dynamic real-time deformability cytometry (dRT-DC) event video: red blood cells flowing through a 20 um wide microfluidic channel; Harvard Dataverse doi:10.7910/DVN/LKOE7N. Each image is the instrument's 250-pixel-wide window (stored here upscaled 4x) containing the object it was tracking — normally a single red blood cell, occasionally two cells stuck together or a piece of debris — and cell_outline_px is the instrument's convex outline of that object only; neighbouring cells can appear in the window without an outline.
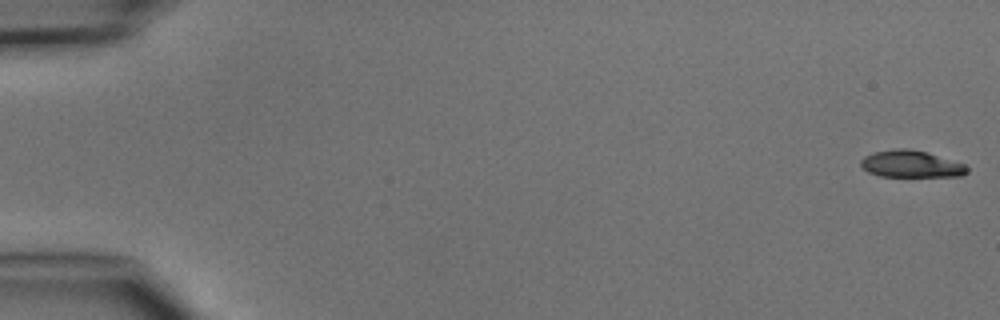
{"species": "common noctule bat (a hibernating species)", "species_latin": "Nyctalus noctula", "temperature_condition": "cold", "stored_images_in_passage": 4, "camera_frame_rate_fps": 3000, "um_per_image_px": 0.085, "animal": {"sex": "male", "body_mass_g": 15.6}, "frame": {"image": 1, "passage_image": 1, "time_ms": 0.0, "image_size_px": [1000, 320], "cell_outline_px": [[968, 172], [960, 176], [880, 176], [868, 172], [860, 164], [860, 160], [864, 156], [872, 152], [896, 148], [908, 148], [928, 152], [964, 164], [968, 168]], "centroid_in_image_um": [77.41, 13.93], "position_along_channel_um": 7.6, "area_um2": 16.7}}
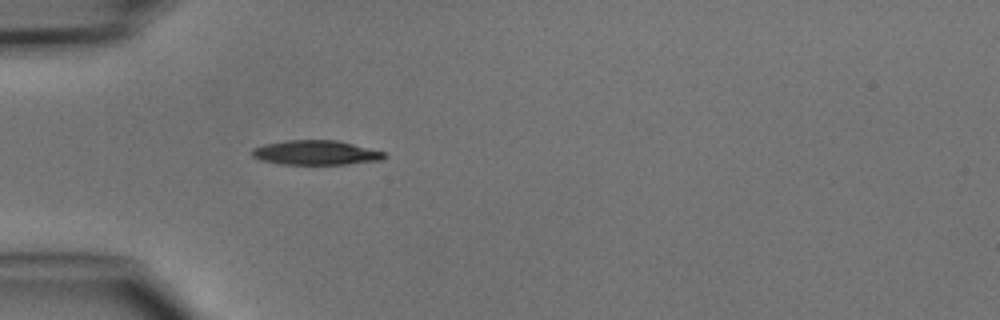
{"frame": {"image": 2, "passage_image": 4, "time_ms": 4.667, "image_size_px": [1000, 320], "cell_outline_px": [[388, 156], [384, 160], [348, 164], [280, 164], [260, 160], [252, 156], [252, 148], [264, 144], [288, 140], [336, 140], [384, 152]], "centroid_in_image_um": [26.85, 12.98], "position_along_channel_um": 58.2, "area_um2": 18.9}}